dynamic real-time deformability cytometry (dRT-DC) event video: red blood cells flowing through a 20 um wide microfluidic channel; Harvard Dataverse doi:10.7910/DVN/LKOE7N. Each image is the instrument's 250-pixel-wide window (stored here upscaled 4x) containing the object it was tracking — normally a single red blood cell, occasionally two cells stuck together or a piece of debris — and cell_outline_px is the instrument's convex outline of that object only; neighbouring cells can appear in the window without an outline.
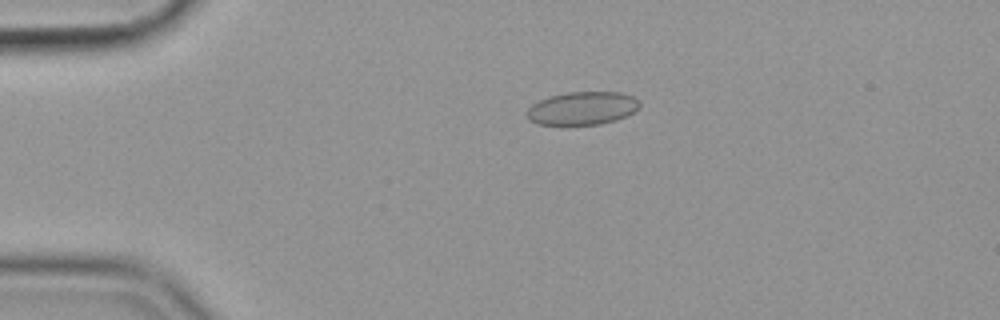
{"species": "common noctule bat (a hibernating species)", "species_latin": "Nyctalus noctula", "temperature_condition": "cold", "stored_images_in_passage": 57, "camera_frame_rate_fps": 3000, "um_per_image_px": 0.085, "animal": {"sex": "female", "body_mass_g": 19.9}, "frame": {"image": 1, "passage_image": 13, "time_ms": 4.0, "image_size_px": [1000, 320], "cell_outline_px": [[640, 104], [632, 112], [616, 120], [600, 124], [536, 124], [528, 120], [524, 112], [532, 104], [540, 100], [552, 96], [568, 92], [620, 92], [632, 96]], "centroid_in_image_um": [49.43, 9.2], "position_along_channel_um": 35.6, "area_um2": 21.5}}
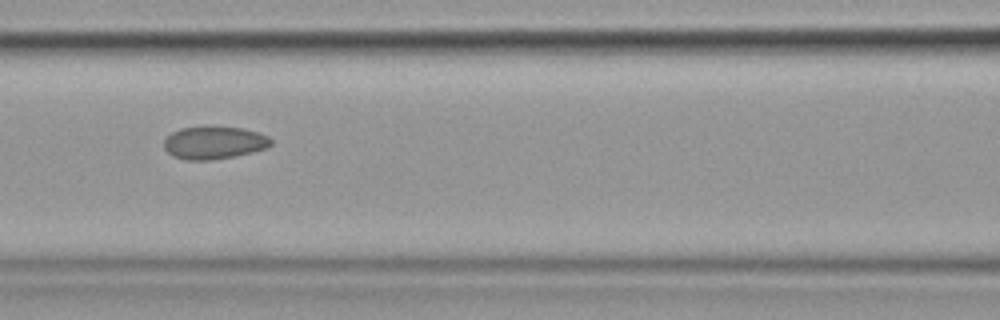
{"frame": {"image": 2, "passage_image": 26, "time_ms": 8.333, "image_size_px": [1000, 320], "cell_outline_px": [[272, 144], [264, 148], [252, 152], [232, 156], [208, 160], [184, 160], [172, 156], [164, 148], [164, 140], [172, 132], [180, 128], [244, 128], [268, 136], [272, 140]], "centroid_in_image_um": [18.17, 12.15], "position_along_channel_um": 148.4, "area_um2": 19.88}}
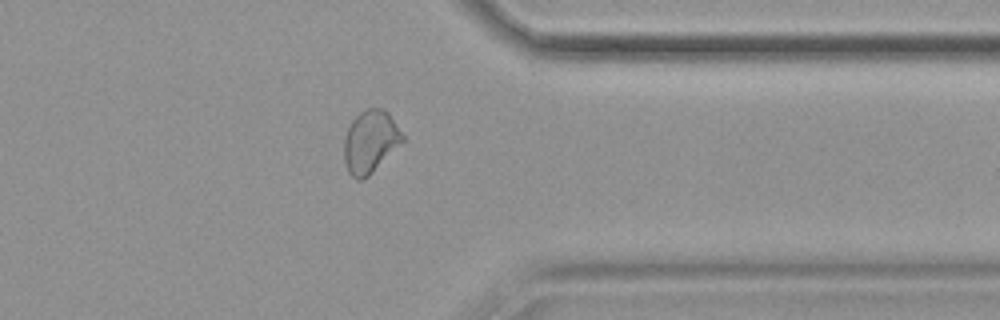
{"frame": {"image": 3, "passage_image": 46, "time_ms": 15.0, "image_size_px": [1000, 320], "cell_outline_px": [[404, 140], [364, 180], [356, 180], [348, 172], [344, 164], [344, 136], [348, 124], [364, 108], [384, 108], [388, 112], [404, 136]], "centroid_in_image_um": [31.44, 12.03], "position_along_channel_um": 380.0, "area_um2": 21.39}, "authors_computed_cell_mechanics": {"area_um2": 21.5594, "velocity_mm_per_s": 3.5697, "shape_relaxation_time_tau1_ms": null, "shape_relaxation_time_tau2_ms": 1.8752, "deformation_change_tau1": null, "deformation_change_tau2": 0.0513}}